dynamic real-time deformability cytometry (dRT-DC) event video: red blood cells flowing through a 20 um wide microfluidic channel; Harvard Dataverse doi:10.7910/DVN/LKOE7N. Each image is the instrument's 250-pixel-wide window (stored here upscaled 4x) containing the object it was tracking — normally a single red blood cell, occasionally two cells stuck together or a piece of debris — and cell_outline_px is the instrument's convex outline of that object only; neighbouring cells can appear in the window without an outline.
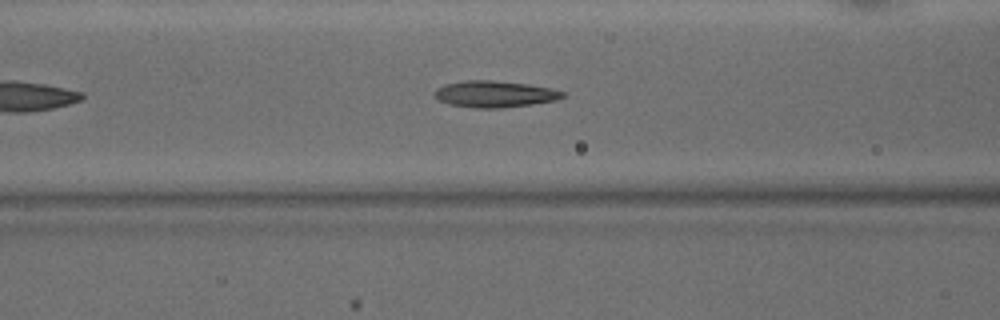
{"species": "common noctule bat (a hibernating species)", "species_latin": "Nyctalus noctula", "temperature_condition": "warm", "stored_images_in_passage": 40, "camera_frame_rate_fps": 3000, "um_per_image_px": 0.085, "animal": {"sex": "male", "body_mass_g": 15.6}, "frame": {"image": 1, "passage_image": 10, "time_ms": 3.0, "image_size_px": [1000, 320], "cell_outline_px": [[564, 96], [556, 100], [532, 104], [496, 108], [476, 108], [452, 104], [436, 100], [432, 96], [436, 88], [444, 84], [464, 80], [492, 80], [528, 84], [548, 88], [564, 92]], "centroid_in_image_um": [41.97, 7.99], "position_along_channel_um": 124.6, "area_um2": 19.71}}
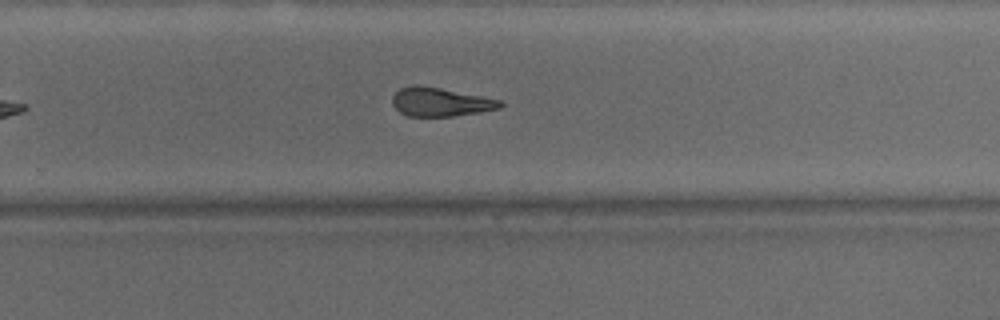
{"frame": {"image": 2, "passage_image": 22, "time_ms": 7.0, "image_size_px": [1000, 320], "cell_outline_px": [[504, 104], [500, 108], [480, 112], [452, 116], [408, 116], [400, 112], [392, 104], [392, 96], [400, 88], [412, 84], [420, 84], [504, 100]], "centroid_in_image_um": [37.44, 8.65], "position_along_channel_um": 292.4, "area_um2": 18.26}}
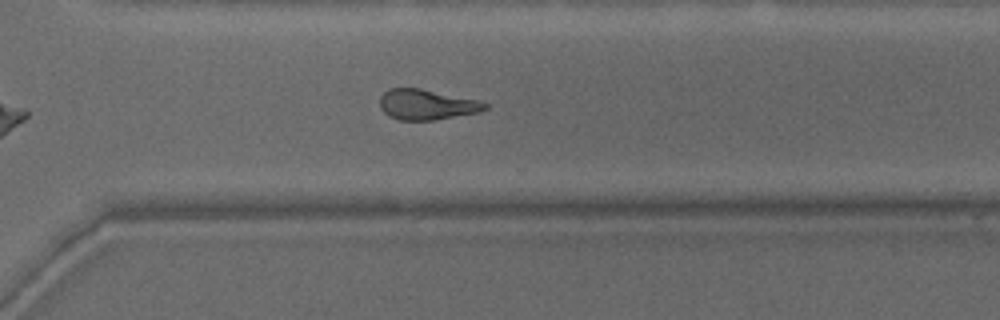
{"frame": {"image": 3, "passage_image": 25, "time_ms": 8.0, "image_size_px": [1000, 320], "cell_outline_px": [[488, 108], [480, 112], [432, 120], [400, 120], [388, 116], [380, 108], [380, 96], [388, 88], [420, 88], [476, 100], [488, 104]], "centroid_in_image_um": [36.23, 8.89], "position_along_channel_um": 334.4, "area_um2": 18.5}, "authors_computed_cell_mechanics": {"area_um2": 19.1607, "velocity_mm_per_s": 4.2038, "shape_relaxation_time_tau1_ms": 6.3662, "shape_relaxation_time_tau2_ms": 3.4899, "deformation_change_tau1": 0.2056, "deformation_change_tau2": 0.1463}}